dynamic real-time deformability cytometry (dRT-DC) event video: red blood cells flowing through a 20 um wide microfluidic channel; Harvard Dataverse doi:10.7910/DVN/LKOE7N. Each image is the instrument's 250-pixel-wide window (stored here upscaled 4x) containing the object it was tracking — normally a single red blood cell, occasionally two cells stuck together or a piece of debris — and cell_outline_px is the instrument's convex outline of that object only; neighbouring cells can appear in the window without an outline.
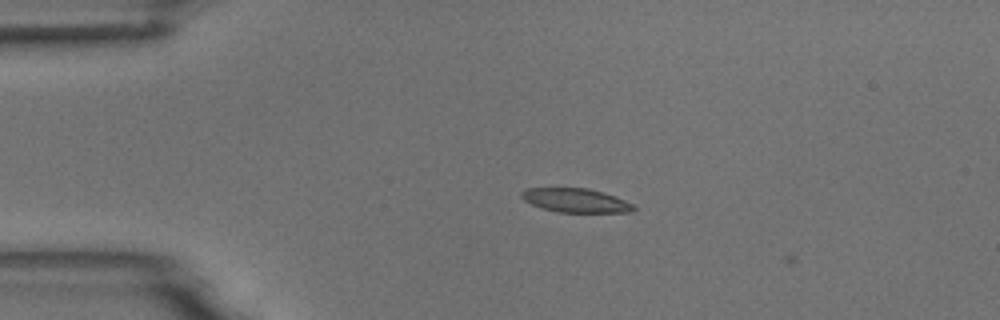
{"species": "common noctule bat (a hibernating species)", "species_latin": "Nyctalus noctula", "temperature_condition": "room temperature", "stored_images_in_passage": 2, "camera_frame_rate_fps": 3000, "um_per_image_px": 0.085, "animal": {"sex": "male", "body_mass_g": 18.8}, "frame": {"image": 1, "passage_image": 1, "time_ms": 0.0, "image_size_px": [1000, 320], "cell_outline_px": [[636, 208], [632, 212], [560, 212], [544, 208], [532, 204], [524, 200], [520, 196], [520, 192], [528, 188], [588, 188], [604, 192], [624, 200], [632, 204]], "centroid_in_image_um": [48.94, 17.02], "position_along_channel_um": 36.1, "area_um2": 15.49}}